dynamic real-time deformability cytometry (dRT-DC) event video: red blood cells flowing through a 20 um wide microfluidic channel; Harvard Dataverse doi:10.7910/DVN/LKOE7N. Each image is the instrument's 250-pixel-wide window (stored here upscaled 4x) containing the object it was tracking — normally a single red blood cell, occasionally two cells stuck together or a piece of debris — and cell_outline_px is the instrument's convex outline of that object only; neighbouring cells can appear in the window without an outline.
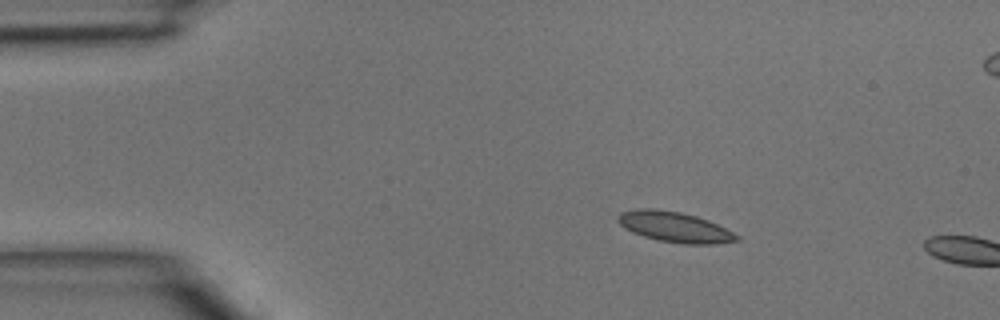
{"species": "common noctule bat (a hibernating species)", "species_latin": "Nyctalus noctula", "temperature_condition": "room temperature", "stored_images_in_passage": 2, "camera_frame_rate_fps": 3000, "um_per_image_px": 0.085, "animal": {"sex": "male", "body_mass_g": 15.6}, "frame": {"image": 1, "passage_image": 1, "time_ms": 0.0, "image_size_px": [1000, 320], "cell_outline_px": [[740, 240], [716, 244], [684, 244], [660, 240], [644, 236], [632, 232], [620, 224], [616, 220], [616, 216], [620, 212], [636, 208], [656, 208], [680, 212], [696, 216], [708, 220], [740, 236]], "centroid_in_image_um": [57.32, 19.28], "position_along_channel_um": 27.7, "area_um2": 21.04}}